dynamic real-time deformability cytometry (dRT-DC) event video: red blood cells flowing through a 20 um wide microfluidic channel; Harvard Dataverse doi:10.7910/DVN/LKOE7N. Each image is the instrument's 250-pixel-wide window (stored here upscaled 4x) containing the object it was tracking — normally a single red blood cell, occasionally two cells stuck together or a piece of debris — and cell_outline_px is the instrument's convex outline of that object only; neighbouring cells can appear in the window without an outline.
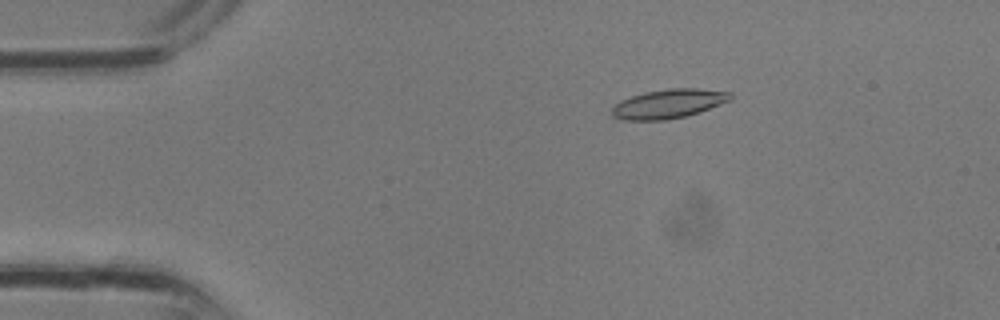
{"species": "common noctule bat (a hibernating species)", "species_latin": "Nyctalus noctula", "temperature_condition": "room temperature", "stored_images_in_passage": 30, "camera_frame_rate_fps": 3000, "um_per_image_px": 0.085, "animal": {"sex": "male", "body_mass_g": 13.3}, "frame": {"image": 1, "passage_image": 2, "time_ms": 0.333, "image_size_px": [1000, 320], "cell_outline_px": [[732, 100], [684, 116], [668, 120], [628, 120], [612, 116], [612, 108], [620, 100], [644, 92], [668, 88], [696, 88], [732, 92]], "centroid_in_image_um": [56.83, 8.8], "position_along_channel_um": 28.2, "area_um2": 19.94}}
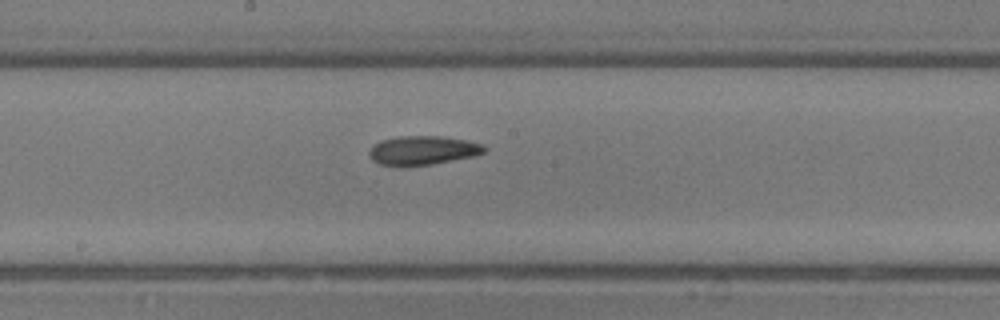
{"frame": {"image": 2, "passage_image": 14, "time_ms": 4.333, "image_size_px": [1000, 320], "cell_outline_px": [[488, 148], [484, 152], [472, 156], [432, 164], [380, 164], [372, 160], [368, 156], [368, 152], [380, 140], [400, 136], [440, 136], [464, 140], [484, 144]], "centroid_in_image_um": [35.96, 12.75], "position_along_channel_um": 212.2, "area_um2": 18.9}}
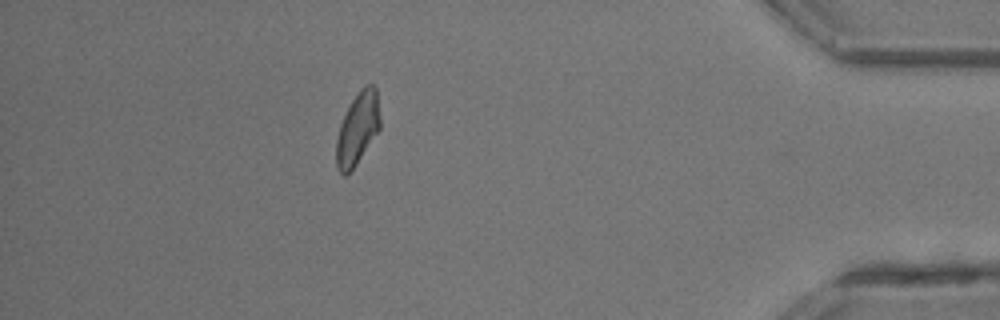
{"frame": {"image": 3, "passage_image": 26, "time_ms": 8.333, "image_size_px": [1000, 320], "cell_outline_px": [[380, 128], [356, 164], [344, 176], [336, 168], [336, 140], [340, 124], [352, 100], [360, 88], [364, 84], [372, 84], [376, 88], [380, 120]], "centroid_in_image_um": [30.39, 10.91], "position_along_channel_um": 404.8, "area_um2": 18.21}}